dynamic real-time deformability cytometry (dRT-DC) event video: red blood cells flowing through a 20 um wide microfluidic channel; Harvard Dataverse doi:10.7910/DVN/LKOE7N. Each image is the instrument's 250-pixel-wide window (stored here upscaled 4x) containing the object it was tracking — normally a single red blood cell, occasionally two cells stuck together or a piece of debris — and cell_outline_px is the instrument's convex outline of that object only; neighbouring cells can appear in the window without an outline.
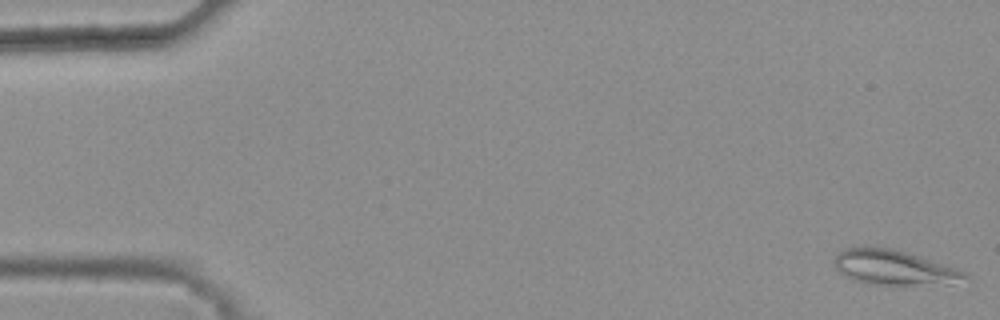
{"species": "common noctule bat (a hibernating species)", "species_latin": "Nyctalus noctula", "temperature_condition": "warm", "stored_images_in_passage": 45, "camera_frame_rate_fps": 3000, "um_per_image_px": 0.085, "animal": {"sex": "female", "body_mass_g": 25.1}, "frame": {"image": 1, "passage_image": 1, "time_ms": 0.0, "image_size_px": [1000, 320], "cell_outline_px": [[972, 280], [948, 284], [868, 284], [852, 280], [844, 276], [836, 268], [832, 260], [844, 248], [860, 244], [868, 244], [892, 248], [956, 268], [972, 276]], "centroid_in_image_um": [75.95, 22.71], "position_along_channel_um": 9.0, "area_um2": 27.11}}
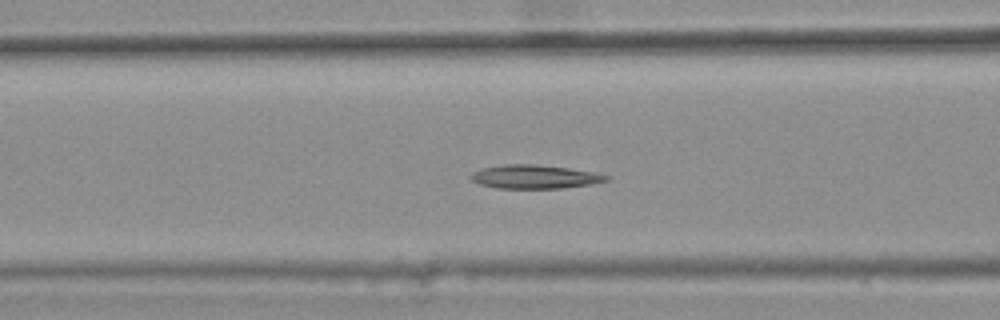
{"frame": {"image": 2, "passage_image": 21, "time_ms": 6.667, "image_size_px": [1000, 320], "cell_outline_px": [[608, 180], [588, 184], [560, 188], [496, 188], [480, 184], [472, 180], [468, 176], [472, 172], [480, 168], [504, 164], [536, 164], [568, 168], [592, 172], [608, 176]], "centroid_in_image_um": [45.35, 15.01], "position_along_channel_um": 121.3, "area_um2": 18.5}}
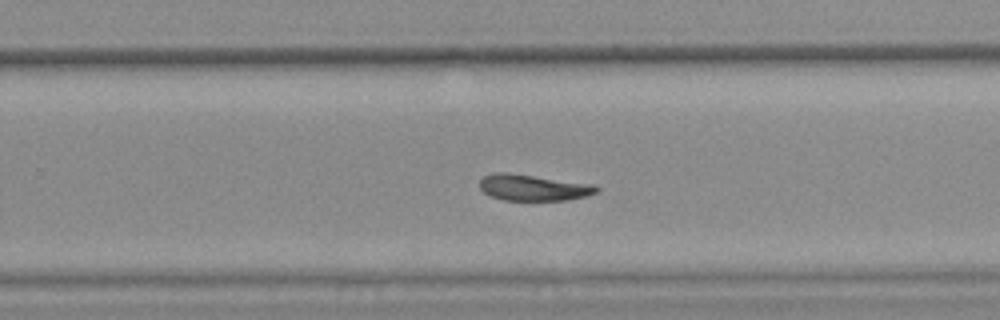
{"frame": {"image": 3, "passage_image": 34, "time_ms": 11.0, "image_size_px": [1000, 320], "cell_outline_px": [[600, 188], [596, 192], [588, 196], [568, 200], [504, 200], [492, 196], [484, 192], [480, 188], [480, 180], [484, 176], [492, 172], [504, 172], [596, 184]], "centroid_in_image_um": [45.36, 15.94], "position_along_channel_um": 284.4, "area_um2": 17.86}, "authors_computed_cell_mechanics": {"area_um2": 18.5538, "velocity_mm_per_s": 3.777, "shape_relaxation_time_tau1_ms": null, "shape_relaxation_time_tau2_ms": 9.3231, "deformation_change_tau1": null, "deformation_change_tau2": 0.1749}}